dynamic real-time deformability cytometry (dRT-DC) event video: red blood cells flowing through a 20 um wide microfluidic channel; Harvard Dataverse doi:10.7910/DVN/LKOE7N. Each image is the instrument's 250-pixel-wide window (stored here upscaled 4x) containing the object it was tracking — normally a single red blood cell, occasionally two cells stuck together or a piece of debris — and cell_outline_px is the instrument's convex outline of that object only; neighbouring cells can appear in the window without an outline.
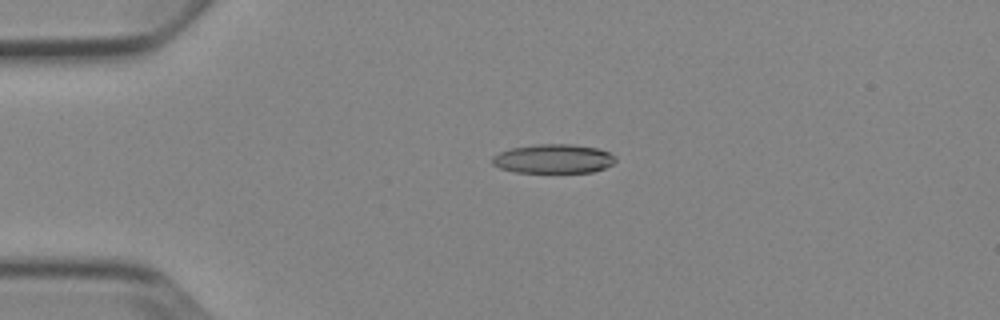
{"species": "Egyptian fruit bat (a non-hibernating species)", "species_latin": "Rousettus aegyptiacus", "temperature_condition": "cold", "stored_images_in_passage": 4, "camera_frame_rate_fps": 3000, "um_per_image_px": 0.085, "animal": {"sex": "female"}, "frame": {"image": 1, "passage_image": 3, "time_ms": 3.333, "image_size_px": [1000, 320], "cell_outline_px": [[616, 160], [612, 164], [604, 168], [592, 172], [516, 172], [500, 168], [492, 164], [492, 156], [500, 152], [512, 148], [536, 144], [572, 144], [600, 148], [616, 156]], "centroid_in_image_um": [47.06, 13.49], "position_along_channel_um": 37.9, "area_um2": 20.92}}